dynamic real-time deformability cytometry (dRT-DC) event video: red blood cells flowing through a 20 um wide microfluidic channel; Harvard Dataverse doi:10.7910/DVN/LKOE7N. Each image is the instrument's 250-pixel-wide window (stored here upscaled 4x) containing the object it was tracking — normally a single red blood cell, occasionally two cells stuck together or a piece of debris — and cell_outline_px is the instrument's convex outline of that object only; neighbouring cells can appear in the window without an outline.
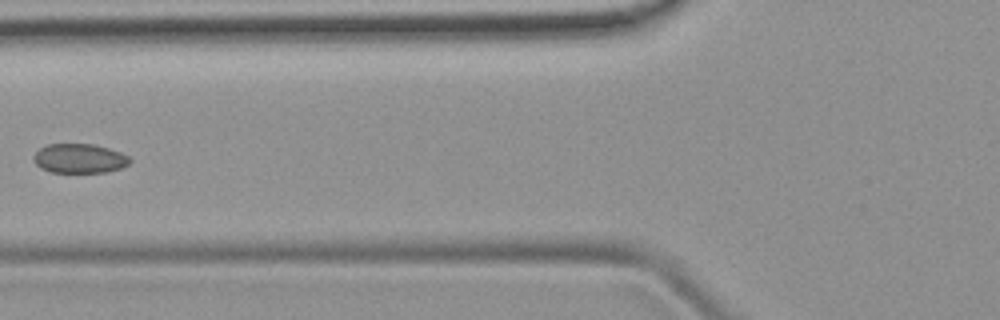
{"species": "common noctule bat (a hibernating species)", "species_latin": "Nyctalus noctula", "temperature_condition": "room temperature", "stored_images_in_passage": 5, "camera_frame_rate_fps": 3000, "um_per_image_px": 0.085, "animal": {"sex": "female", "body_mass_g": 19.9}, "frame": {"image": 1, "passage_image": 4, "time_ms": 4.333, "image_size_px": [1000, 320], "cell_outline_px": [[132, 160], [128, 164], [120, 168], [108, 172], [52, 172], [40, 168], [32, 160], [32, 156], [40, 148], [48, 144], [96, 144], [120, 152], [128, 156]], "centroid_in_image_um": [6.74, 13.46], "position_along_channel_um": 119.1, "area_um2": 16.53}}
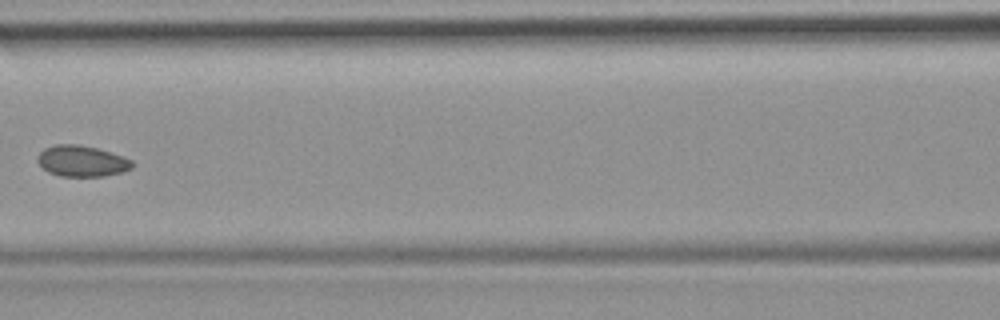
{"frame": {"image": 2, "passage_image": 5, "time_ms": 5.333, "image_size_px": [1000, 320], "cell_outline_px": [[132, 168], [124, 172], [104, 176], [60, 176], [48, 172], [36, 160], [36, 156], [44, 148], [56, 144], [80, 144], [96, 148], [124, 156], [132, 160]], "centroid_in_image_um": [6.95, 13.68], "position_along_channel_um": 159.6, "area_um2": 17.22}}